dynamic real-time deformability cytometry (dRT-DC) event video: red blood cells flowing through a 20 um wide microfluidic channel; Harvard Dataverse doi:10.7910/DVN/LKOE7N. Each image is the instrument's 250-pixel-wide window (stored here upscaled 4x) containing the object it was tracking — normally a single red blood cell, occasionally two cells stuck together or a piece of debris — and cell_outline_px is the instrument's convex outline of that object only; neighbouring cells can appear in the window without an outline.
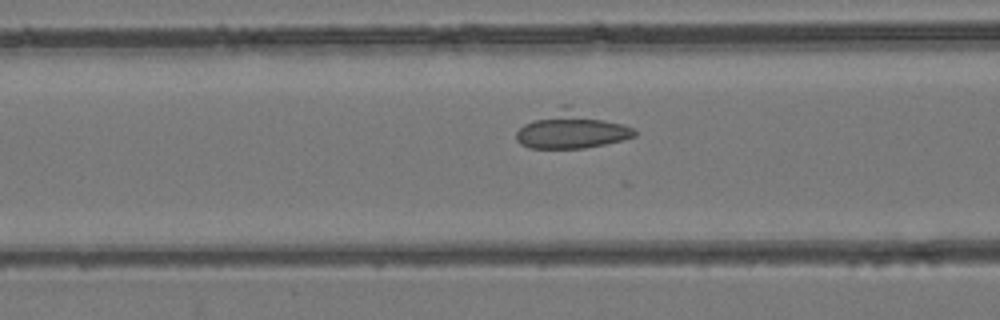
{"species": "common noctule bat (a hibernating species)", "species_latin": "Nyctalus noctula", "temperature_condition": "room temperature", "stored_images_in_passage": 49, "camera_frame_rate_fps": 3000, "um_per_image_px": 0.085, "animal": {"sex": "female", "body_mass_g": 24.6, "forearm_length_mm": 56.2}, "frame": {"image": 1, "passage_image": 20, "time_ms": 6.333, "image_size_px": [1000, 320], "cell_outline_px": [[636, 136], [624, 140], [584, 148], [528, 148], [520, 144], [516, 140], [516, 132], [524, 124], [560, 104], [568, 104], [624, 124], [632, 128], [636, 132]], "centroid_in_image_um": [48.57, 11.02], "position_along_channel_um": 118.0, "area_um2": 25.78}}
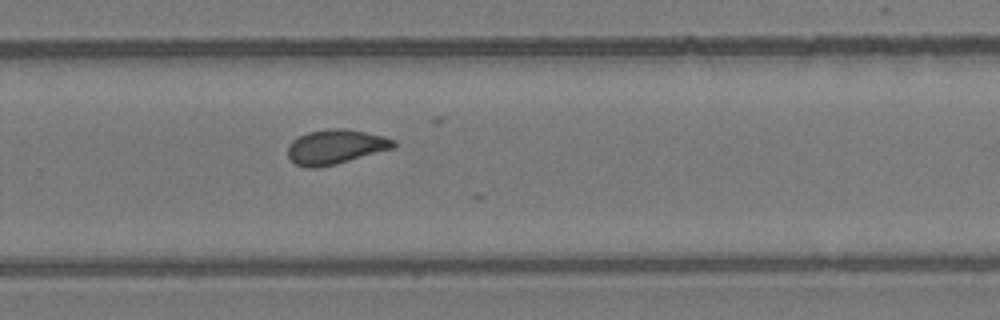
{"frame": {"image": 2, "passage_image": 33, "time_ms": 10.667, "image_size_px": [1000, 320], "cell_outline_px": [[396, 148], [336, 164], [316, 168], [304, 168], [296, 164], [288, 156], [288, 144], [292, 140], [308, 132], [332, 128], [344, 128], [384, 136], [396, 140]], "centroid_in_image_um": [28.55, 12.49], "position_along_channel_um": 301.3, "area_um2": 21.44}}
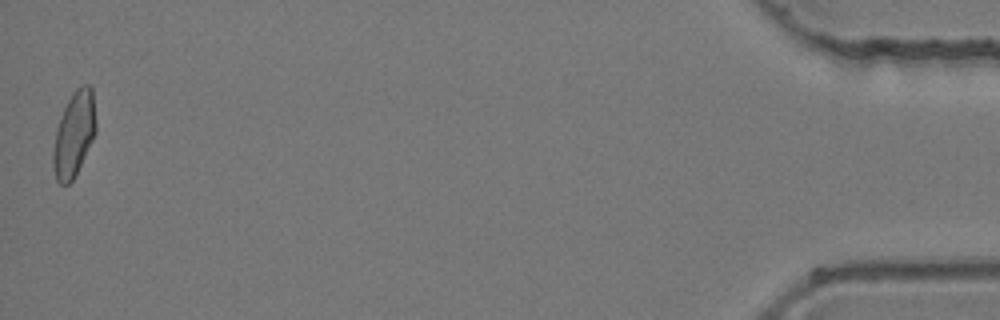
{"frame": {"image": 3, "passage_image": 49, "time_ms": 16.0, "image_size_px": [1000, 320], "cell_outline_px": [[96, 132], [72, 180], [68, 184], [60, 184], [56, 180], [52, 164], [52, 152], [56, 132], [64, 108], [72, 92], [80, 84], [88, 84], [92, 88], [96, 124]], "centroid_in_image_um": [6.29, 11.38], "position_along_channel_um": 428.9, "area_um2": 20.87}}